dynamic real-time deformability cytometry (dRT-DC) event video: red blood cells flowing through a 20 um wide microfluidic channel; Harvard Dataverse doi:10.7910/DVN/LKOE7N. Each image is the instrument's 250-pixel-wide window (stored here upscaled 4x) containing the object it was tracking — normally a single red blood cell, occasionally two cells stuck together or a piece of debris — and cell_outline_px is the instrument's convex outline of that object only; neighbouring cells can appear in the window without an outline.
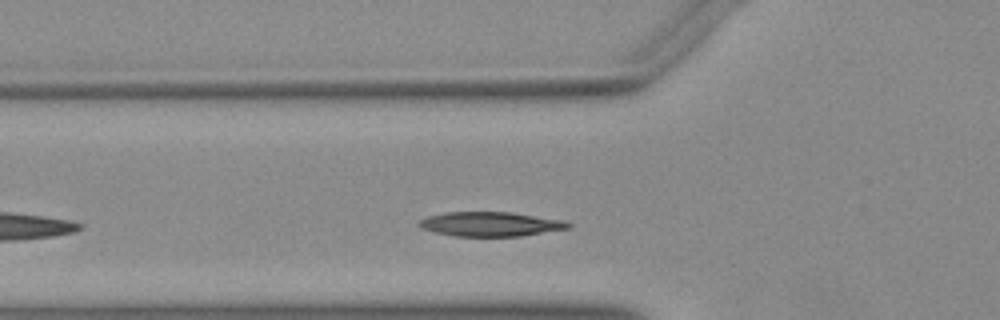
{"species": "Egyptian fruit bat (a non-hibernating species)", "species_latin": "Rousettus aegyptiacus", "temperature_condition": "warm", "stored_images_in_passage": 20, "camera_frame_rate_fps": 3000, "um_per_image_px": 0.085, "animal": {"sex": "female"}, "frame": {"image": 1, "passage_image": 2, "time_ms": 0.333, "image_size_px": [1000, 320], "cell_outline_px": [[572, 228], [520, 236], [452, 236], [420, 228], [416, 224], [420, 220], [428, 216], [444, 212], [512, 212], [564, 220], [572, 224]], "centroid_in_image_um": [41.7, 19.04], "position_along_channel_um": 84.1, "area_um2": 21.39}}
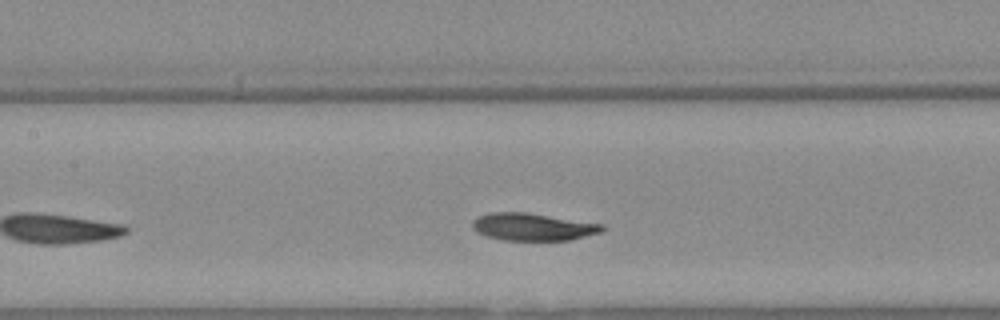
{"frame": {"image": 2, "passage_image": 8, "time_ms": 2.333, "image_size_px": [1000, 320], "cell_outline_px": [[604, 228], [600, 232], [568, 240], [504, 240], [484, 236], [476, 232], [472, 228], [472, 220], [488, 212], [524, 212], [604, 224]], "centroid_in_image_um": [45.23, 19.28], "position_along_channel_um": 162.2, "area_um2": 20.63}}
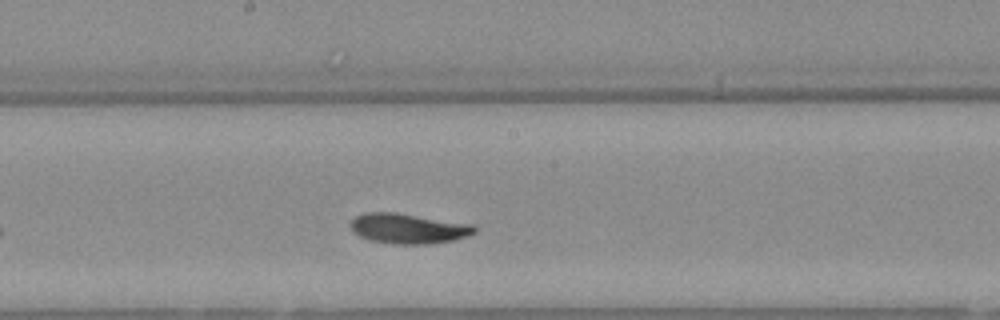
{"frame": {"image": 3, "passage_image": 12, "time_ms": 3.667, "image_size_px": [1000, 320], "cell_outline_px": [[476, 232], [468, 236], [456, 240], [428, 244], [392, 244], [368, 240], [352, 232], [348, 224], [356, 216], [364, 212], [396, 212], [476, 224]], "centroid_in_image_um": [34.72, 19.42], "position_along_channel_um": 213.5, "area_um2": 22.31}}